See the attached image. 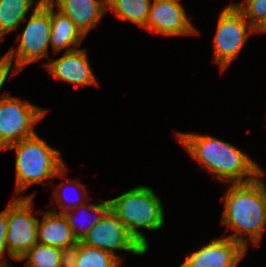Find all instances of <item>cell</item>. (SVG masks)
<instances>
[{
    "label": "cell",
    "instance_id": "obj_1",
    "mask_svg": "<svg viewBox=\"0 0 266 267\" xmlns=\"http://www.w3.org/2000/svg\"><path fill=\"white\" fill-rule=\"evenodd\" d=\"M247 183L228 184L221 200L224 202L221 224L234 233L228 238L248 249L249 241L258 246L266 227V184L261 177ZM248 235V240L244 235Z\"/></svg>",
    "mask_w": 266,
    "mask_h": 267
},
{
    "label": "cell",
    "instance_id": "obj_2",
    "mask_svg": "<svg viewBox=\"0 0 266 267\" xmlns=\"http://www.w3.org/2000/svg\"><path fill=\"white\" fill-rule=\"evenodd\" d=\"M177 140L204 170L223 184L247 183L263 172L247 154L222 139L178 132Z\"/></svg>",
    "mask_w": 266,
    "mask_h": 267
},
{
    "label": "cell",
    "instance_id": "obj_3",
    "mask_svg": "<svg viewBox=\"0 0 266 267\" xmlns=\"http://www.w3.org/2000/svg\"><path fill=\"white\" fill-rule=\"evenodd\" d=\"M9 148L16 152V195L32 184H41L44 180L66 174L60 151L48 145L37 133L9 145L4 151Z\"/></svg>",
    "mask_w": 266,
    "mask_h": 267
},
{
    "label": "cell",
    "instance_id": "obj_4",
    "mask_svg": "<svg viewBox=\"0 0 266 267\" xmlns=\"http://www.w3.org/2000/svg\"><path fill=\"white\" fill-rule=\"evenodd\" d=\"M110 209L124 224L127 232L146 251L148 242L139 228L156 231L164 225V207L150 187L139 185L110 200Z\"/></svg>",
    "mask_w": 266,
    "mask_h": 267
},
{
    "label": "cell",
    "instance_id": "obj_5",
    "mask_svg": "<svg viewBox=\"0 0 266 267\" xmlns=\"http://www.w3.org/2000/svg\"><path fill=\"white\" fill-rule=\"evenodd\" d=\"M26 27L20 34L19 45L7 51L19 71L30 63L49 55V37L51 30V2L40 0L36 2Z\"/></svg>",
    "mask_w": 266,
    "mask_h": 267
},
{
    "label": "cell",
    "instance_id": "obj_6",
    "mask_svg": "<svg viewBox=\"0 0 266 267\" xmlns=\"http://www.w3.org/2000/svg\"><path fill=\"white\" fill-rule=\"evenodd\" d=\"M47 110L10 95L0 99V150L35 135Z\"/></svg>",
    "mask_w": 266,
    "mask_h": 267
},
{
    "label": "cell",
    "instance_id": "obj_7",
    "mask_svg": "<svg viewBox=\"0 0 266 267\" xmlns=\"http://www.w3.org/2000/svg\"><path fill=\"white\" fill-rule=\"evenodd\" d=\"M34 194L19 196L7 206L6 244L8 254L17 261L38 243L39 218L32 214Z\"/></svg>",
    "mask_w": 266,
    "mask_h": 267
},
{
    "label": "cell",
    "instance_id": "obj_8",
    "mask_svg": "<svg viewBox=\"0 0 266 267\" xmlns=\"http://www.w3.org/2000/svg\"><path fill=\"white\" fill-rule=\"evenodd\" d=\"M258 33L238 9H222L213 41L214 61L223 72L238 56L249 35Z\"/></svg>",
    "mask_w": 266,
    "mask_h": 267
},
{
    "label": "cell",
    "instance_id": "obj_9",
    "mask_svg": "<svg viewBox=\"0 0 266 267\" xmlns=\"http://www.w3.org/2000/svg\"><path fill=\"white\" fill-rule=\"evenodd\" d=\"M82 243L115 254L114 250H124L134 255H143L146 250L127 232L117 215L109 209L82 238Z\"/></svg>",
    "mask_w": 266,
    "mask_h": 267
},
{
    "label": "cell",
    "instance_id": "obj_10",
    "mask_svg": "<svg viewBox=\"0 0 266 267\" xmlns=\"http://www.w3.org/2000/svg\"><path fill=\"white\" fill-rule=\"evenodd\" d=\"M146 29L164 36L199 34L179 0H153Z\"/></svg>",
    "mask_w": 266,
    "mask_h": 267
},
{
    "label": "cell",
    "instance_id": "obj_11",
    "mask_svg": "<svg viewBox=\"0 0 266 267\" xmlns=\"http://www.w3.org/2000/svg\"><path fill=\"white\" fill-rule=\"evenodd\" d=\"M247 249L240 243L222 237L213 239L186 256L180 267H236Z\"/></svg>",
    "mask_w": 266,
    "mask_h": 267
},
{
    "label": "cell",
    "instance_id": "obj_12",
    "mask_svg": "<svg viewBox=\"0 0 266 267\" xmlns=\"http://www.w3.org/2000/svg\"><path fill=\"white\" fill-rule=\"evenodd\" d=\"M86 49H76L58 58L44 63L46 69L57 80L64 81L73 86L98 85L97 79L92 72Z\"/></svg>",
    "mask_w": 266,
    "mask_h": 267
},
{
    "label": "cell",
    "instance_id": "obj_13",
    "mask_svg": "<svg viewBox=\"0 0 266 267\" xmlns=\"http://www.w3.org/2000/svg\"><path fill=\"white\" fill-rule=\"evenodd\" d=\"M42 219L38 221L37 237L38 243L50 245L62 249L69 253L78 243L73 234L67 219L63 213H57L56 210L41 212Z\"/></svg>",
    "mask_w": 266,
    "mask_h": 267
},
{
    "label": "cell",
    "instance_id": "obj_14",
    "mask_svg": "<svg viewBox=\"0 0 266 267\" xmlns=\"http://www.w3.org/2000/svg\"><path fill=\"white\" fill-rule=\"evenodd\" d=\"M86 37L107 11L106 0H50ZM56 2V3H55Z\"/></svg>",
    "mask_w": 266,
    "mask_h": 267
},
{
    "label": "cell",
    "instance_id": "obj_15",
    "mask_svg": "<svg viewBox=\"0 0 266 267\" xmlns=\"http://www.w3.org/2000/svg\"><path fill=\"white\" fill-rule=\"evenodd\" d=\"M54 7L51 2L50 46L55 53L63 49H65L64 52L79 49L77 46L81 44L85 36L66 15L58 9L54 10Z\"/></svg>",
    "mask_w": 266,
    "mask_h": 267
},
{
    "label": "cell",
    "instance_id": "obj_16",
    "mask_svg": "<svg viewBox=\"0 0 266 267\" xmlns=\"http://www.w3.org/2000/svg\"><path fill=\"white\" fill-rule=\"evenodd\" d=\"M121 257L78 241L68 253L67 267H120Z\"/></svg>",
    "mask_w": 266,
    "mask_h": 267
},
{
    "label": "cell",
    "instance_id": "obj_17",
    "mask_svg": "<svg viewBox=\"0 0 266 267\" xmlns=\"http://www.w3.org/2000/svg\"><path fill=\"white\" fill-rule=\"evenodd\" d=\"M35 0H0V42L9 32L26 21V15Z\"/></svg>",
    "mask_w": 266,
    "mask_h": 267
},
{
    "label": "cell",
    "instance_id": "obj_18",
    "mask_svg": "<svg viewBox=\"0 0 266 267\" xmlns=\"http://www.w3.org/2000/svg\"><path fill=\"white\" fill-rule=\"evenodd\" d=\"M152 0H106L107 10H112L116 17L132 22L146 29Z\"/></svg>",
    "mask_w": 266,
    "mask_h": 267
},
{
    "label": "cell",
    "instance_id": "obj_19",
    "mask_svg": "<svg viewBox=\"0 0 266 267\" xmlns=\"http://www.w3.org/2000/svg\"><path fill=\"white\" fill-rule=\"evenodd\" d=\"M68 253L62 249L36 243L19 261L27 267H67Z\"/></svg>",
    "mask_w": 266,
    "mask_h": 267
},
{
    "label": "cell",
    "instance_id": "obj_20",
    "mask_svg": "<svg viewBox=\"0 0 266 267\" xmlns=\"http://www.w3.org/2000/svg\"><path fill=\"white\" fill-rule=\"evenodd\" d=\"M87 208V209H86ZM110 209V200H103L101 203L99 204H88L84 203L80 206H78L77 208L65 211L63 214L67 219L68 225L70 226L73 234L75 235V237L77 238L78 241H81L82 238L88 233V231L97 223L99 222L102 217L105 215V213ZM83 211L85 210V212L83 211V213L85 214V220L90 217V214L93 213L95 214V217L93 218V220L91 222H89V225L83 226V225H77L76 223V216L73 213V211ZM87 214V215H86ZM75 216V217H74ZM78 220V219H77ZM85 223V222H82ZM79 226V227H78Z\"/></svg>",
    "mask_w": 266,
    "mask_h": 267
},
{
    "label": "cell",
    "instance_id": "obj_21",
    "mask_svg": "<svg viewBox=\"0 0 266 267\" xmlns=\"http://www.w3.org/2000/svg\"><path fill=\"white\" fill-rule=\"evenodd\" d=\"M238 10L258 33L266 30V0H246Z\"/></svg>",
    "mask_w": 266,
    "mask_h": 267
},
{
    "label": "cell",
    "instance_id": "obj_22",
    "mask_svg": "<svg viewBox=\"0 0 266 267\" xmlns=\"http://www.w3.org/2000/svg\"><path fill=\"white\" fill-rule=\"evenodd\" d=\"M67 183H69V184L73 183L74 186H76L75 188L76 189L78 188V190H79V188L80 189L82 188V191H81V195L82 196L80 195L77 200H76V198L75 199L71 198L73 201L76 200L74 202L69 198L71 200V202H70V200L67 199V197H66V195L64 193L66 191V188H64V187H66L65 185H67ZM67 183L66 182H62L61 184H58V186H56V188H58L59 190H57V191L55 190L53 192V194H54L53 198L56 201V204H58V206H56V207L57 208H61V211L57 212V213H64L65 211L77 208L78 206L84 204L85 203L83 201V199H85L84 198V196H85L84 194L88 195V191L85 188L84 182L81 183V182H78L77 180H73V181L70 182V180H67ZM61 189H63L62 192L60 191ZM58 191H60V192H58ZM82 193H84V194H82ZM65 199H66V201H64Z\"/></svg>",
    "mask_w": 266,
    "mask_h": 267
},
{
    "label": "cell",
    "instance_id": "obj_23",
    "mask_svg": "<svg viewBox=\"0 0 266 267\" xmlns=\"http://www.w3.org/2000/svg\"><path fill=\"white\" fill-rule=\"evenodd\" d=\"M7 207L0 213V267H8V259L4 260L5 254L8 251L6 244L7 235Z\"/></svg>",
    "mask_w": 266,
    "mask_h": 267
},
{
    "label": "cell",
    "instance_id": "obj_24",
    "mask_svg": "<svg viewBox=\"0 0 266 267\" xmlns=\"http://www.w3.org/2000/svg\"><path fill=\"white\" fill-rule=\"evenodd\" d=\"M12 66H13V73H18L20 72L16 65H15V62H13V60L11 59V57L9 56L8 53L4 54L1 58H0V90L2 88V86L4 85L11 69H12ZM9 94L7 93H4L3 95L0 96V99L1 98H4L6 96H8Z\"/></svg>",
    "mask_w": 266,
    "mask_h": 267
},
{
    "label": "cell",
    "instance_id": "obj_25",
    "mask_svg": "<svg viewBox=\"0 0 266 267\" xmlns=\"http://www.w3.org/2000/svg\"><path fill=\"white\" fill-rule=\"evenodd\" d=\"M246 0H243V2L241 3H232V4H229L228 6H225L223 9H239L244 3H245Z\"/></svg>",
    "mask_w": 266,
    "mask_h": 267
}]
</instances>
